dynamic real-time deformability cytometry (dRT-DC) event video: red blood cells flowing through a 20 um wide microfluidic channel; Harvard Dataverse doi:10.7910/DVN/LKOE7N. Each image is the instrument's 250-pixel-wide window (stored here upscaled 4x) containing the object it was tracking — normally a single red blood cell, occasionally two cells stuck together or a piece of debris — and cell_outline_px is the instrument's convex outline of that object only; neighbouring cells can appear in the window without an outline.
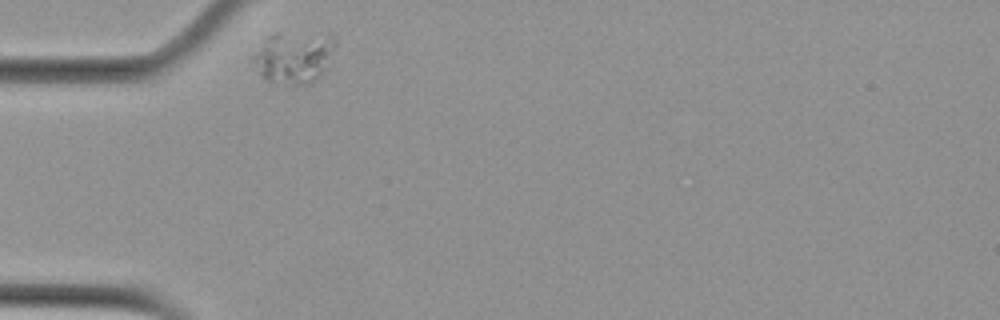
{"species": "Egyptian fruit bat (a non-hibernating species)", "species_latin": "Rousettus aegyptiacus", "temperature_condition": "cold", "stored_images_in_passage": 3, "camera_frame_rate_fps": 3000, "um_per_image_px": 0.085, "animal": {"sex": "female"}, "frame": {"image": 1, "passage_image": 1, "time_ms": 0.0, "image_size_px": [1000, 320], "cell_outline_px": [[336, 40], [328, 68], [324, 72], [312, 80], [304, 84], [292, 84], [268, 80], [260, 76], [252, 68], [248, 56], [272, 32], [276, 32], [336, 36]], "centroid_in_image_um": [24.88, 4.85], "position_along_channel_um": 60.1, "area_um2": 25.14}}
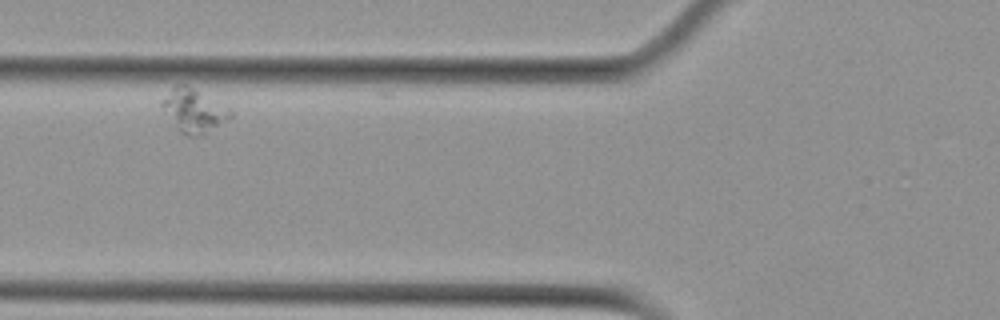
{"frame": {"image": 2, "passage_image": 2, "time_ms": 2.0, "image_size_px": [1000, 320], "cell_outline_px": [[236, 112], [228, 120], [204, 136], [188, 136], [180, 132], [160, 104], [160, 100], [176, 84], [188, 84], [232, 108]], "centroid_in_image_um": [16.55, 9.39], "position_along_channel_um": 109.3, "area_um2": 17.8}}